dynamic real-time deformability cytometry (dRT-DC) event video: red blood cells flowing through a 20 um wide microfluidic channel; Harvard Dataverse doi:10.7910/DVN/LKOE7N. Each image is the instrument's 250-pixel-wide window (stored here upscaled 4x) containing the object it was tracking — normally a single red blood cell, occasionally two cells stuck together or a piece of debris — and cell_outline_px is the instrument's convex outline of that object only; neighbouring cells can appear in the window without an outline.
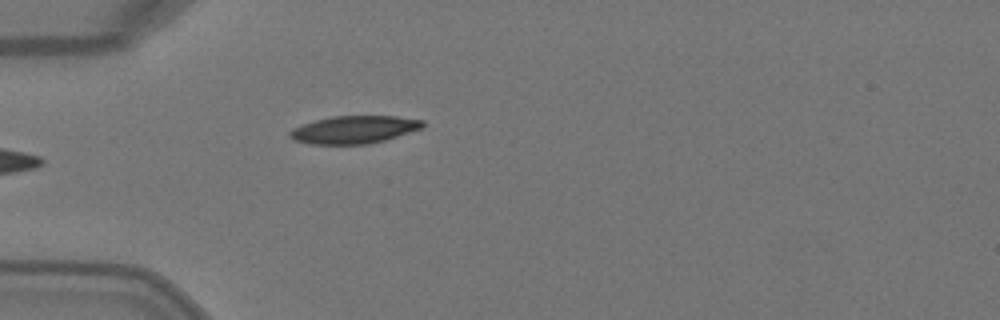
{"species": "Egyptian fruit bat (a non-hibernating species)", "species_latin": "Rousettus aegyptiacus", "temperature_condition": "warm", "stored_images_in_passage": 4, "camera_frame_rate_fps": 3000, "um_per_image_px": 0.085, "animal": {"sex": "female"}, "frame": {"image": 1, "passage_image": 4, "time_ms": 1.0, "image_size_px": [1000, 320], "cell_outline_px": [[424, 128], [384, 140], [368, 144], [312, 144], [296, 140], [288, 136], [288, 132], [292, 128], [316, 120], [332, 116], [396, 116], [424, 120]], "centroid_in_image_um": [30.12, 11.01], "position_along_channel_um": 54.9, "area_um2": 21.39}}